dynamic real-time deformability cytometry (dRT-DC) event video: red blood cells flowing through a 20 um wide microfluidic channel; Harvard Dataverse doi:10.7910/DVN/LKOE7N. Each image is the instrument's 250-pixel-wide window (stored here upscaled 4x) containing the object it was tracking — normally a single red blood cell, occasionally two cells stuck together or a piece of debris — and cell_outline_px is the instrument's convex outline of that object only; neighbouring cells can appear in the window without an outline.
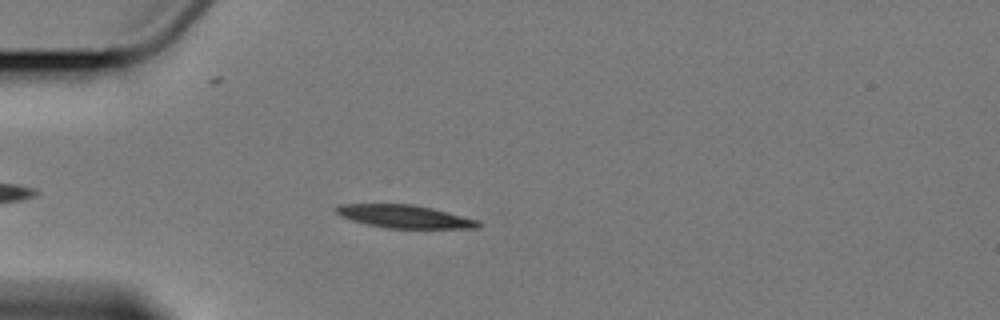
{"species": "Egyptian fruit bat (a non-hibernating species)", "species_latin": "Rousettus aegyptiacus", "temperature_condition": "cold", "stored_images_in_passage": 4, "camera_frame_rate_fps": 3000, "um_per_image_px": 0.085, "animal": {"sex": "female"}, "frame": {"image": 1, "passage_image": 4, "time_ms": 3.667, "image_size_px": [1000, 320], "cell_outline_px": [[480, 224], [476, 228], [388, 228], [368, 224], [352, 220], [340, 216], [336, 212], [336, 204], [412, 204], [432, 208], [480, 220]], "centroid_in_image_um": [34.38, 18.39], "position_along_channel_um": 50.6, "area_um2": 18.9}}